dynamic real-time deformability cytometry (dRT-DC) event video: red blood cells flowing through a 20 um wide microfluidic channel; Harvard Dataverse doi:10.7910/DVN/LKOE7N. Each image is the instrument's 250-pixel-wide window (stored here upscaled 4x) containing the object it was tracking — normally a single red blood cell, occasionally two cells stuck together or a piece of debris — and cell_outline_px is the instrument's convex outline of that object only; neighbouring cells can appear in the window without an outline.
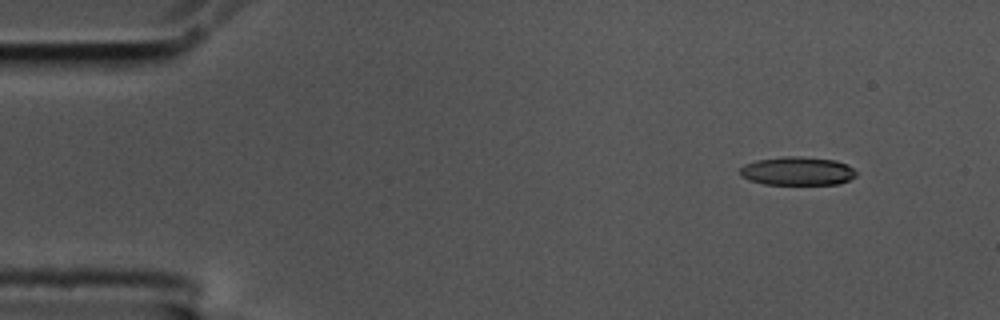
{"species": "common noctule bat (a hibernating species)", "species_latin": "Nyctalus noctula", "temperature_condition": "cold", "stored_images_in_passage": 52, "camera_frame_rate_fps": 3000, "um_per_image_px": 0.085, "animal": {"sex": "male", "body_mass_g": 17.5, "forearm_length_mm": 52.3}, "frame": {"image": 1, "passage_image": 1, "time_ms": 0.0, "image_size_px": [1000, 320], "cell_outline_px": [[856, 176], [840, 184], [764, 184], [748, 180], [740, 176], [740, 168], [744, 164], [756, 160], [784, 156], [800, 156], [836, 160], [848, 164], [856, 172]], "centroid_in_image_um": [67.76, 14.53], "position_along_channel_um": 17.2, "area_um2": 19.48}}
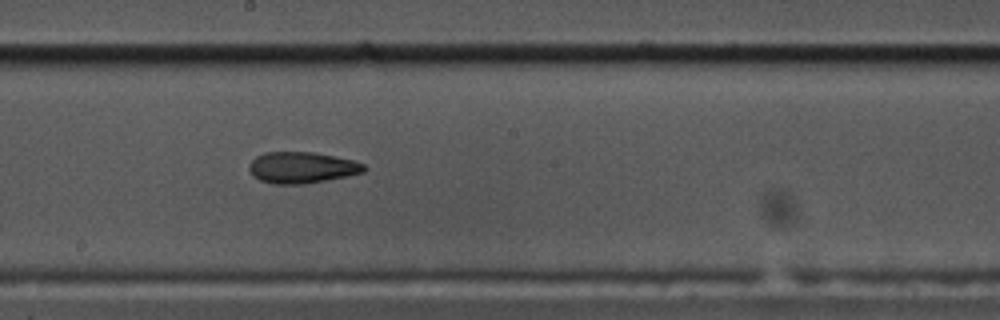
{"frame": {"image": 2, "passage_image": 26, "time_ms": 8.333, "image_size_px": [1000, 320], "cell_outline_px": [[364, 172], [348, 176], [304, 184], [272, 184], [260, 180], [252, 176], [248, 168], [248, 164], [256, 156], [264, 152], [312, 152], [336, 156], [352, 160], [364, 164]], "centroid_in_image_um": [25.61, 14.24], "position_along_channel_um": 222.6, "area_um2": 21.04}}
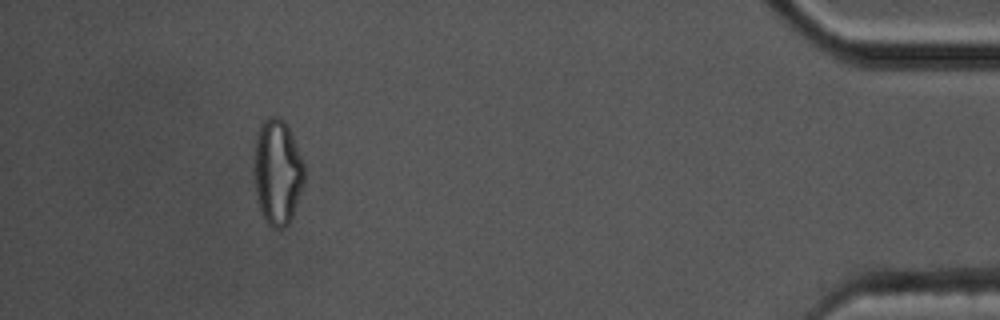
{"frame": {"image": 3, "passage_image": 47, "time_ms": 15.333, "image_size_px": [1000, 320], "cell_outline_px": [[304, 184], [292, 216], [288, 224], [284, 228], [272, 228], [264, 220], [260, 212], [256, 196], [252, 172], [256, 132], [260, 124], [268, 116], [280, 116], [284, 120], [292, 136], [304, 164]], "centroid_in_image_um": [23.54, 14.62], "position_along_channel_um": 411.7, "area_um2": 31.5}, "authors_computed_cell_mechanics": {"area_um2": 21.0103, "velocity_mm_per_s": 3.5758, "shape_relaxation_time_tau1_ms": 5.4712, "shape_relaxation_time_tau2_ms": 4.3859, "deformation_change_tau1": 0.1635, "deformation_change_tau2": 0.1343}}